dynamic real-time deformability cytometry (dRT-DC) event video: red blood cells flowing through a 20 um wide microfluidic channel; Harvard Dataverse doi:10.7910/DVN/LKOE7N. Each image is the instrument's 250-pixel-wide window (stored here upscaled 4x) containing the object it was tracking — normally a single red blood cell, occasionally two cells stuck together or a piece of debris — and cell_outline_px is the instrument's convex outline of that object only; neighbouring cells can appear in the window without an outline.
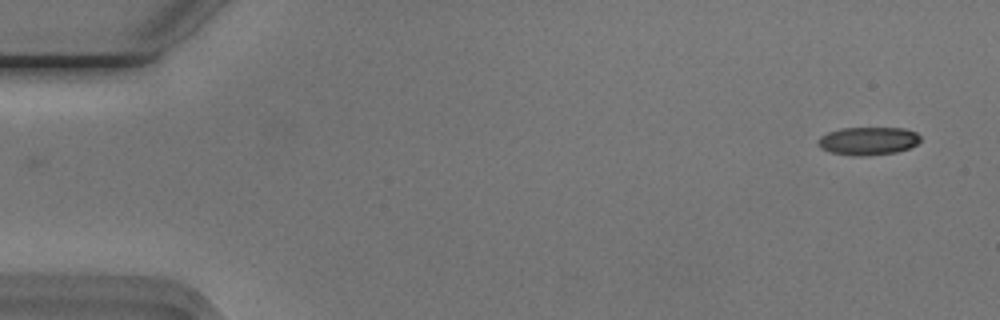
{"species": "Egyptian fruit bat (a non-hibernating species)", "species_latin": "Rousettus aegyptiacus", "temperature_condition": "cold", "stored_images_in_passage": 53, "camera_frame_rate_fps": 3000, "um_per_image_px": 0.085, "animal": {"sex": "male"}, "frame": {"image": 1, "passage_image": 1, "time_ms": 0.0, "image_size_px": [1000, 320], "cell_outline_px": [[920, 140], [916, 144], [908, 148], [896, 152], [864, 156], [852, 156], [832, 152], [820, 148], [816, 144], [816, 140], [820, 136], [828, 132], [840, 128], [904, 128], [916, 132], [920, 136]], "centroid_in_image_um": [73.74, 11.98], "position_along_channel_um": 11.3, "area_um2": 16.82}}
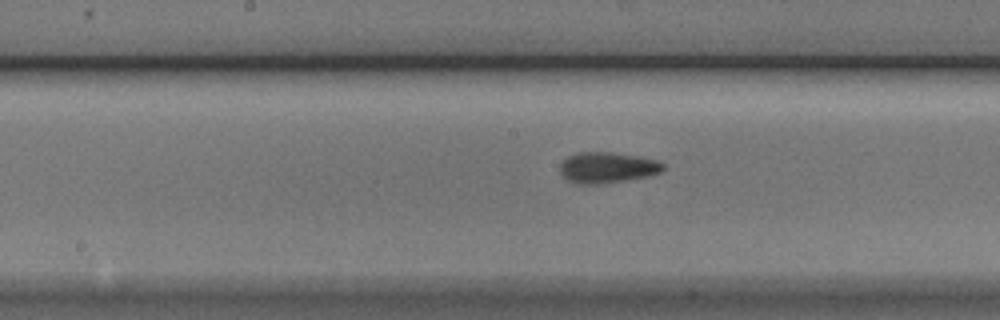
{"frame": {"image": 2, "passage_image": 26, "time_ms": 8.333, "image_size_px": [1000, 320], "cell_outline_px": [[664, 168], [660, 172], [648, 176], [628, 180], [600, 184], [576, 184], [568, 180], [560, 172], [560, 164], [568, 156], [576, 152], [608, 152], [640, 156], [656, 160], [664, 164]], "centroid_in_image_um": [51.61, 14.24], "position_along_channel_um": 196.6, "area_um2": 18.61}}
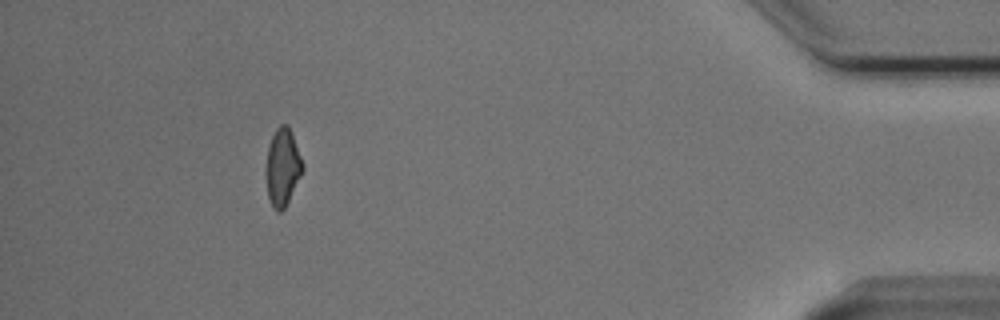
{"frame": {"image": 3, "passage_image": 48, "time_ms": 15.667, "image_size_px": [1000, 320], "cell_outline_px": [[304, 168], [284, 208], [280, 212], [276, 212], [272, 208], [268, 196], [264, 172], [268, 144], [276, 128], [280, 124], [288, 124], [304, 164]], "centroid_in_image_um": [23.98, 14.2], "position_along_channel_um": 411.2, "area_um2": 16.7}, "authors_computed_cell_mechanics": {"area_um2": 17.2822, "velocity_mm_per_s": 3.7547, "shape_relaxation_time_tau1_ms": 2.7306, "shape_relaxation_time_tau2_ms": 2.6332, "deformation_change_tau1": 0.1018, "deformation_change_tau2": 0.0889}}